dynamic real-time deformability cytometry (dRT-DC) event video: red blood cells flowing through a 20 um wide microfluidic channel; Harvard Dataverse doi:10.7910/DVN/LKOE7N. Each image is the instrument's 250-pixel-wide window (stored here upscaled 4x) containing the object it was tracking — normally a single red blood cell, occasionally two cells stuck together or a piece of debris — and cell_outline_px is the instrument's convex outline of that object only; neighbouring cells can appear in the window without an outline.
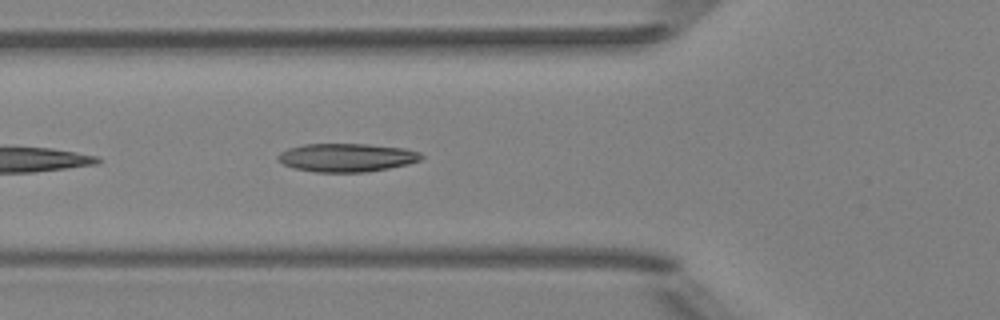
{"species": "Egyptian fruit bat (a non-hibernating species)", "species_latin": "Rousettus aegyptiacus", "temperature_condition": "room temperature", "stored_images_in_passage": 21, "camera_frame_rate_fps": 3000, "um_per_image_px": 0.085, "animal": {"sex": "female"}, "frame": {"image": 1, "passage_image": 4, "time_ms": 1.0, "image_size_px": [1000, 320], "cell_outline_px": [[424, 156], [420, 160], [408, 164], [368, 172], [316, 172], [292, 168], [284, 164], [276, 156], [280, 152], [288, 148], [304, 144], [368, 144], [404, 148], [420, 152]], "centroid_in_image_um": [29.47, 13.39], "position_along_channel_um": 96.3, "area_um2": 23.76}}